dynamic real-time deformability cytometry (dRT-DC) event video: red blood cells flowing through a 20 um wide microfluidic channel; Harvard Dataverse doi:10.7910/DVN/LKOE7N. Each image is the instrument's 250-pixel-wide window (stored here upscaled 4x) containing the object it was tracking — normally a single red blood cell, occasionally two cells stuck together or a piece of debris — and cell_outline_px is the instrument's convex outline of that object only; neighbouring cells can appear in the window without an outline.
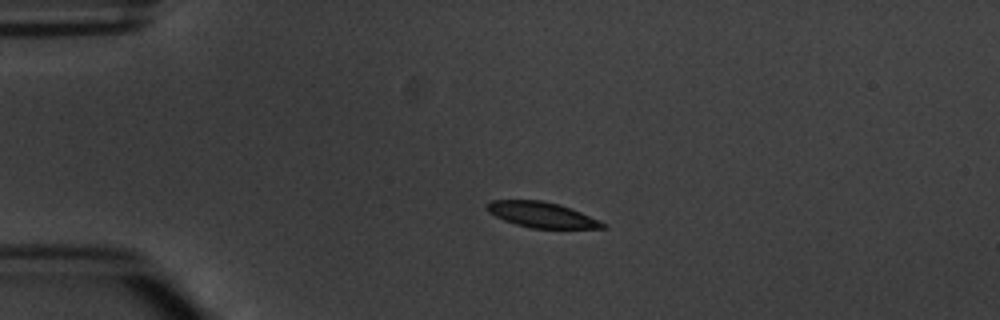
{"species": "common noctule bat (a hibernating species)", "species_latin": "Nyctalus noctula", "temperature_condition": "warm", "stored_images_in_passage": 2, "camera_frame_rate_fps": 3000, "um_per_image_px": 0.085, "animal": {"sex": "male", "body_mass_g": 20.1, "forearm_length_mm": 53.5}, "frame": {"image": 1, "passage_image": 1, "time_ms": 0.0, "image_size_px": [1000, 320], "cell_outline_px": [[608, 228], [532, 228], [516, 224], [504, 220], [488, 212], [484, 208], [484, 204], [492, 200], [540, 200], [556, 204], [580, 212], [608, 224]], "centroid_in_image_um": [46.0, 18.25], "position_along_channel_um": 39.0, "area_um2": 17.05}}